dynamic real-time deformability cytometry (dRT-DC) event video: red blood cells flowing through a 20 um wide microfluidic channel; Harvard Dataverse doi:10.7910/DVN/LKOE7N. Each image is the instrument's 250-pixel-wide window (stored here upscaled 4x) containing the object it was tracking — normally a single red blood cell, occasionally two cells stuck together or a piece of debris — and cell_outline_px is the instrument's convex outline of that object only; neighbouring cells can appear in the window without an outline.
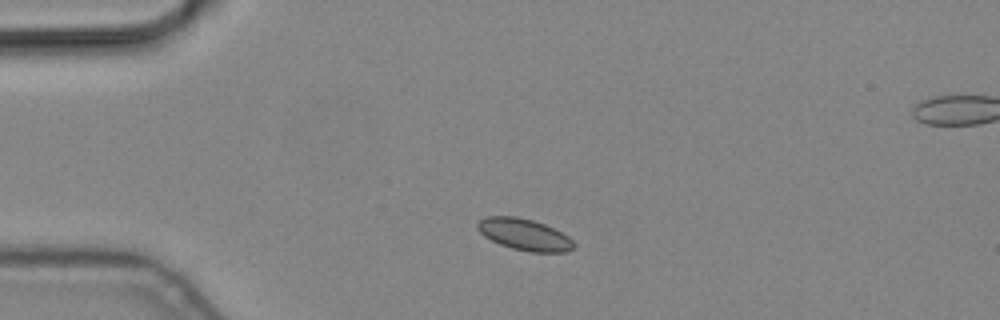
{"species": "common noctule bat (a hibernating species)", "species_latin": "Nyctalus noctula", "temperature_condition": "cold", "stored_images_in_passage": 4, "camera_frame_rate_fps": 3000, "um_per_image_px": 0.085, "animal": {"sex": "male", "body_mass_g": 19.2, "forearm_length_mm": 51.8}, "frame": {"image": 1, "passage_image": 2, "time_ms": 0.333, "image_size_px": [1000, 320], "cell_outline_px": [[576, 244], [568, 252], [528, 252], [512, 248], [500, 244], [484, 236], [476, 228], [476, 224], [480, 220], [488, 216], [516, 216], [532, 220], [544, 224], [568, 236]], "centroid_in_image_um": [44.56, 19.94], "position_along_channel_um": 40.4, "area_um2": 17.63}}